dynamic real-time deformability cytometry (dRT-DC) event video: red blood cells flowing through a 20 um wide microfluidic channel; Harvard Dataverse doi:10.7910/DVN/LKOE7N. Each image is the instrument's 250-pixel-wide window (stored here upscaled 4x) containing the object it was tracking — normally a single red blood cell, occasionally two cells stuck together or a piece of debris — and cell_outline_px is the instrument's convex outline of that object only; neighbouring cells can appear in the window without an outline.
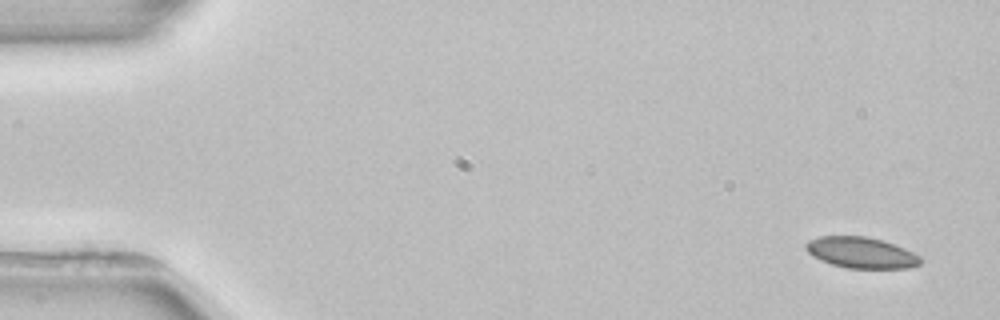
{"species": "common noctule bat (a hibernating species)", "species_latin": "Nyctalus noctula", "temperature_condition": "room temperature", "stored_images_in_passage": 3, "camera_frame_rate_fps": 3000, "um_per_image_px": 0.085, "animal": {"sex": "female", "body_mass_g": 22.7, "forearm_length_mm": 54.2}, "frame": {"image": 1, "passage_image": 1, "time_ms": 0.0, "image_size_px": [1000, 320], "cell_outline_px": [[920, 264], [908, 268], [848, 268], [832, 264], [820, 260], [812, 256], [804, 248], [804, 244], [808, 240], [820, 236], [864, 236], [880, 240], [904, 248], [920, 256]], "centroid_in_image_um": [73.15, 21.47], "position_along_channel_um": 11.9, "area_um2": 20.58}}